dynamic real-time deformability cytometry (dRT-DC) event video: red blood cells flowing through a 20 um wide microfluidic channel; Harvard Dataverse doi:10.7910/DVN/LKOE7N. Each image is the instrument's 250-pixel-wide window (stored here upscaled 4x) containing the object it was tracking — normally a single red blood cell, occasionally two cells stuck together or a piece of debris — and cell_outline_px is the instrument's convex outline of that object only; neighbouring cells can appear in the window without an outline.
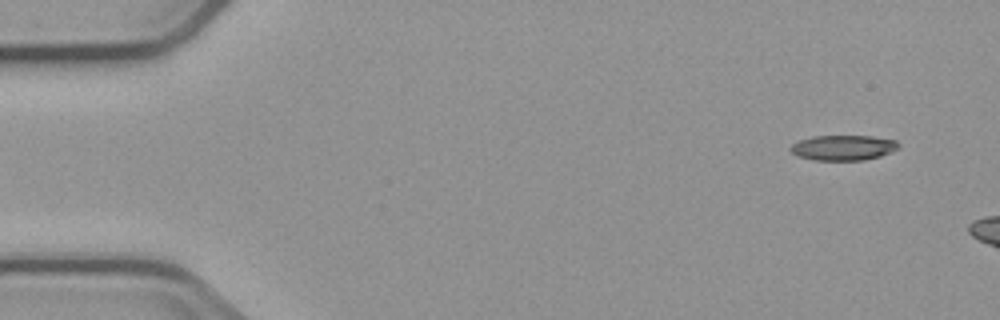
{"species": "common noctule bat (a hibernating species)", "species_latin": "Nyctalus noctula", "temperature_condition": "cold", "stored_images_in_passage": 3, "segment_of_instrument_passage": [2, 2], "camera_frame_rate_fps": 3000, "um_per_image_px": 0.085, "animal": {"sex": "male", "body_mass_g": 23.1, "forearm_length_mm": 52.7}, "frame": {"image": 1, "passage_image": 3, "time_ms": 3.333, "image_size_px": [1000, 320], "cell_outline_px": [[900, 148], [880, 156], [864, 160], [816, 160], [796, 156], [788, 148], [792, 144], [800, 140], [812, 136], [872, 136], [896, 140], [900, 144]], "centroid_in_image_um": [71.68, 12.55], "position_along_channel_um": 13.3, "area_um2": 15.95}}